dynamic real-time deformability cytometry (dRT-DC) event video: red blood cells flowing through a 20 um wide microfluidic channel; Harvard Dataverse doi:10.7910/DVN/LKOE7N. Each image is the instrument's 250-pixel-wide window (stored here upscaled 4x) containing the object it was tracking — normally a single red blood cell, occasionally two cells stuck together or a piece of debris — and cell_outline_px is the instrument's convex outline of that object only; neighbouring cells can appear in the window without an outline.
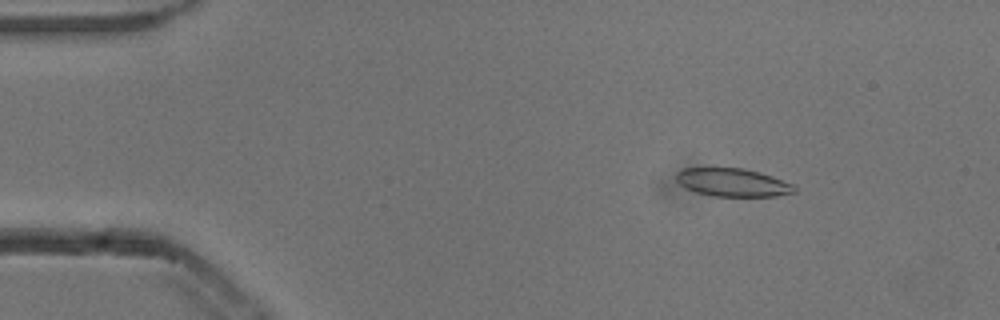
{"species": "common noctule bat (a hibernating species)", "species_latin": "Nyctalus noctula", "temperature_condition": "cold", "stored_images_in_passage": 53, "camera_frame_rate_fps": 3000, "um_per_image_px": 0.085, "animal": {"sex": "male", "body_mass_g": 13.3}, "frame": {"image": 1, "passage_image": 7, "time_ms": 2.0, "image_size_px": [1000, 320], "cell_outline_px": [[796, 192], [776, 196], [712, 196], [696, 192], [684, 188], [676, 180], [676, 172], [680, 168], [744, 168], [760, 172], [772, 176], [792, 184], [796, 188]], "centroid_in_image_um": [62.24, 15.5], "position_along_channel_um": 22.8, "area_um2": 19.48}}
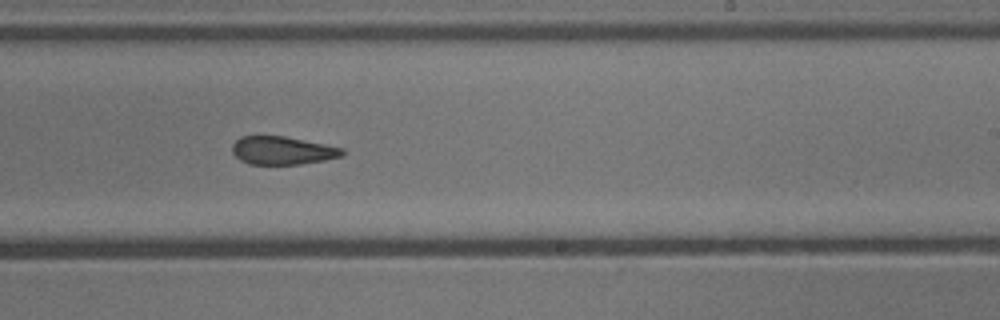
{"frame": {"image": 2, "passage_image": 32, "time_ms": 10.333, "image_size_px": [1000, 320], "cell_outline_px": [[344, 156], [324, 160], [300, 164], [248, 164], [240, 160], [232, 152], [232, 144], [240, 136], [284, 136], [344, 148]], "centroid_in_image_um": [24.0, 12.79], "position_along_channel_um": 265.0, "area_um2": 18.03}}
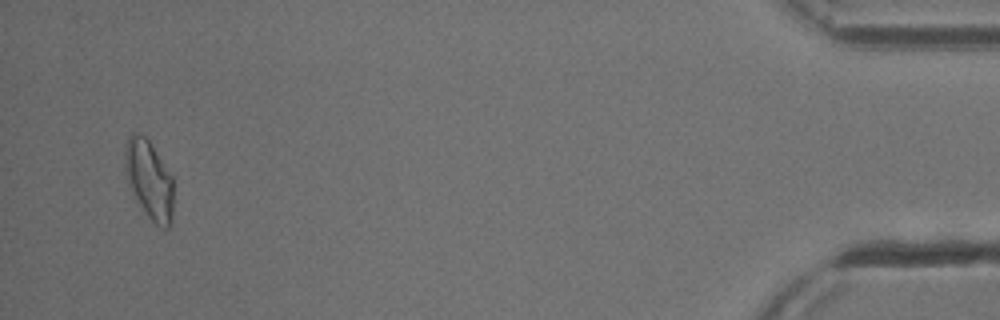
{"frame": {"image": 3, "passage_image": 51, "time_ms": 16.667, "image_size_px": [1000, 320], "cell_outline_px": [[172, 220], [168, 228], [164, 228], [156, 224], [148, 216], [128, 188], [124, 164], [124, 148], [128, 136], [132, 132], [144, 136], [148, 140], [172, 176]], "centroid_in_image_um": [12.64, 15.26], "position_along_channel_um": 422.6, "area_um2": 22.14}, "authors_computed_cell_mechanics": {"area_um2": 19.7098, "velocity_mm_per_s": 3.8339, "shape_relaxation_time_tau1_ms": 4.2649, "shape_relaxation_time_tau2_ms": 2.7346, "deformation_change_tau1": 0.1286, "deformation_change_tau2": 0.1146}}